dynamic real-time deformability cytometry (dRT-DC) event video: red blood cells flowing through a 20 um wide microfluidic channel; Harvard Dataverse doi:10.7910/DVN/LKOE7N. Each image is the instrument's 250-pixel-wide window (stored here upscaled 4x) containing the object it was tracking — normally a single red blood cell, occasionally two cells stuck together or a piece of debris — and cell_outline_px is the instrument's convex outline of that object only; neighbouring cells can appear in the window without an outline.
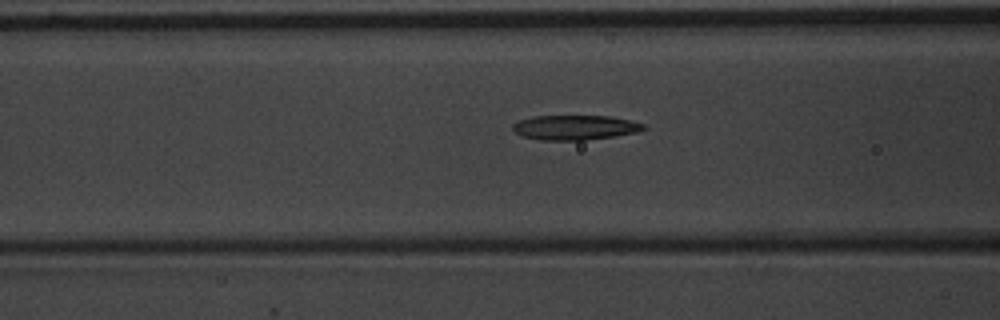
{"species": "common noctule bat (a hibernating species)", "species_latin": "Nyctalus noctula", "temperature_condition": "warm", "stored_images_in_passage": 56, "camera_frame_rate_fps": 3000, "um_per_image_px": 0.085, "animal": {"sex": "male", "body_mass_g": 20.1, "forearm_length_mm": 53.5}, "frame": {"image": 1, "passage_image": 23, "time_ms": 7.333, "image_size_px": [1000, 320], "cell_outline_px": [[644, 128], [636, 132], [612, 136], [584, 140], [540, 140], [524, 136], [516, 132], [512, 128], [512, 124], [520, 120], [532, 116], [608, 116], [632, 120], [644, 124]], "centroid_in_image_um": [48.85, 10.83], "position_along_channel_um": 117.8, "area_um2": 18.61}}
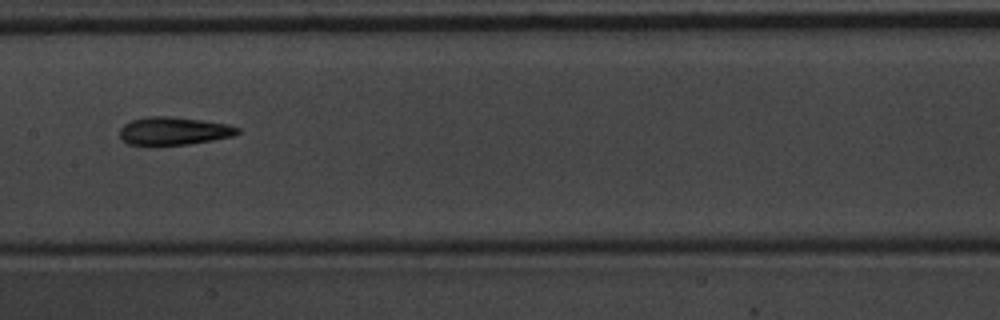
{"frame": {"image": 2, "passage_image": 29, "time_ms": 9.333, "image_size_px": [1000, 320], "cell_outline_px": [[240, 132], [232, 136], [212, 140], [188, 144], [148, 148], [128, 144], [120, 136], [120, 128], [124, 124], [132, 120], [148, 116], [172, 116], [228, 124], [240, 128]], "centroid_in_image_um": [14.71, 11.17], "position_along_channel_um": 192.7, "area_um2": 19.77}}
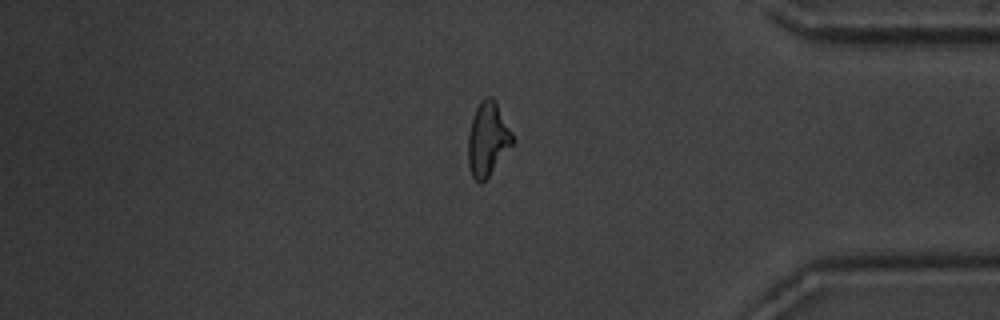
{"frame": {"image": 3, "passage_image": 47, "time_ms": 15.333, "image_size_px": [1000, 320], "cell_outline_px": [[512, 144], [488, 176], [480, 184], [472, 176], [468, 168], [468, 136], [472, 116], [480, 100], [484, 96], [492, 96], [512, 132]], "centroid_in_image_um": [41.41, 11.8], "position_along_channel_um": 393.8, "area_um2": 18.79}, "authors_computed_cell_mechanics": {"area_um2": 18.8428, "velocity_mm_per_s": 3.724, "shape_relaxation_time_tau1_ms": 8.5501, "shape_relaxation_time_tau2_ms": 4.5255, "deformation_change_tau1": 0.2504, "deformation_change_tau2": 0.1556}}